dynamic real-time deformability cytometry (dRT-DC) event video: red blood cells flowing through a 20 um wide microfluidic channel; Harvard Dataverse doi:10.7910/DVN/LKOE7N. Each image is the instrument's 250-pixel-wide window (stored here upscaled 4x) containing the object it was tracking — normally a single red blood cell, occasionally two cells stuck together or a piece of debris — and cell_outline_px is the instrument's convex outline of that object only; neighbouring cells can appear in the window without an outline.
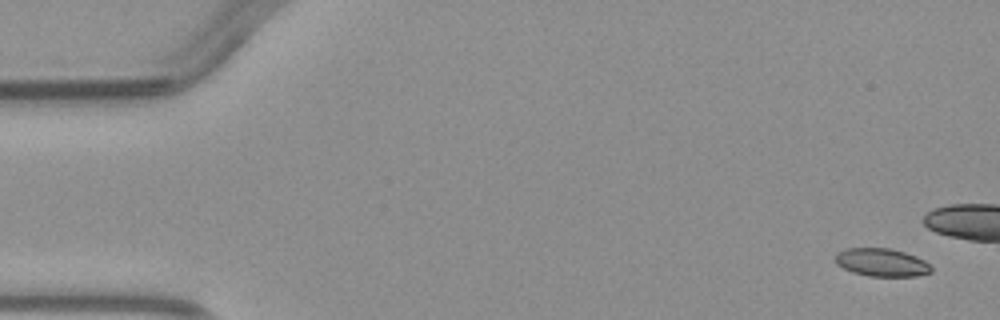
{"species": "common noctule bat (a hibernating species)", "species_latin": "Nyctalus noctula", "temperature_condition": "warm", "stored_images_in_passage": 5, "camera_frame_rate_fps": 3000, "um_per_image_px": 0.085, "animal": {"sex": "male", "body_mass_g": 23.1, "forearm_length_mm": 52.7}, "frame": {"image": 1, "passage_image": 1, "time_ms": 0.0, "image_size_px": [1000, 320], "cell_outline_px": [[932, 272], [916, 276], [868, 276], [852, 272], [836, 264], [836, 252], [844, 248], [888, 248], [904, 252], [916, 256], [924, 260], [932, 268]], "centroid_in_image_um": [74.93, 22.3], "position_along_channel_um": 10.1, "area_um2": 15.66}}